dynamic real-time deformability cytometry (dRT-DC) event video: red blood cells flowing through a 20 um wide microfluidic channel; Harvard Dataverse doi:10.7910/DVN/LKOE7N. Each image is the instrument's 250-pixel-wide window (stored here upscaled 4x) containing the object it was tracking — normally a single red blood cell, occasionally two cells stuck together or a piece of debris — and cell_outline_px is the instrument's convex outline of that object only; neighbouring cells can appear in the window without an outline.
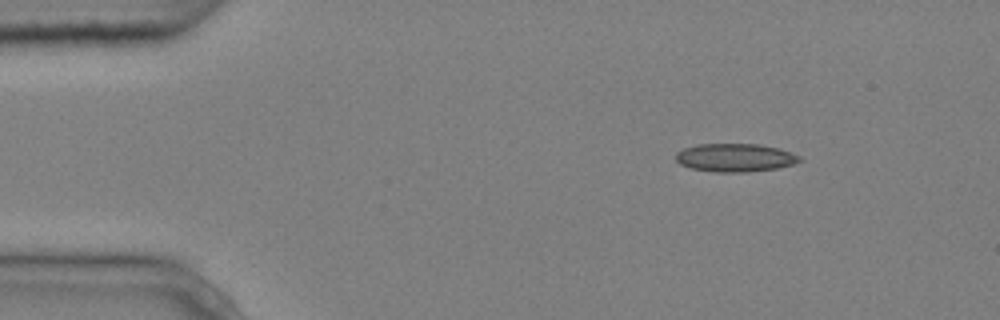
{"species": "common noctule bat (a hibernating species)", "species_latin": "Nyctalus noctula", "temperature_condition": "cold", "stored_images_in_passage": 4, "camera_frame_rate_fps": 3000, "um_per_image_px": 0.085, "animal": {"sex": "male", "body_mass_g": 20.4}, "frame": {"image": 1, "passage_image": 1, "time_ms": 0.0, "image_size_px": [1000, 320], "cell_outline_px": [[804, 160], [792, 164], [776, 168], [748, 172], [716, 172], [692, 168], [680, 164], [676, 160], [676, 152], [684, 148], [696, 144], [760, 144], [780, 148], [800, 156]], "centroid_in_image_um": [62.5, 13.39], "position_along_channel_um": 22.5, "area_um2": 20.4}}
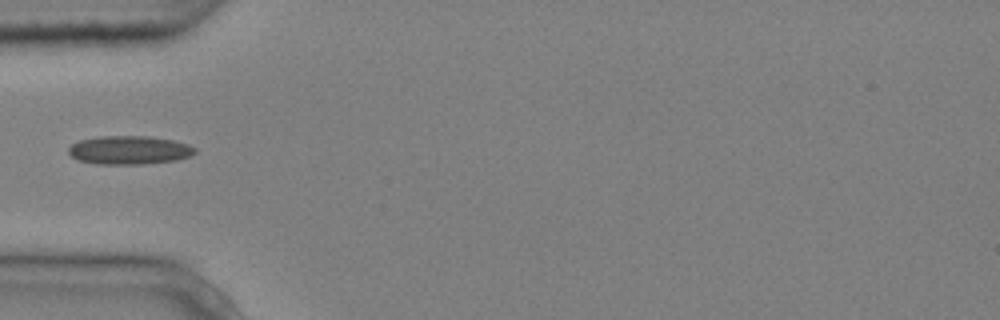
{"frame": {"image": 2, "passage_image": 3, "time_ms": 0.667, "image_size_px": [1000, 320], "cell_outline_px": [[196, 152], [188, 156], [176, 160], [144, 164], [96, 164], [80, 160], [72, 156], [68, 152], [68, 148], [72, 144], [80, 140], [100, 136], [148, 136], [172, 140], [188, 144], [196, 148]], "centroid_in_image_um": [10.99, 12.75], "position_along_channel_um": 74.0, "area_um2": 20.92}}
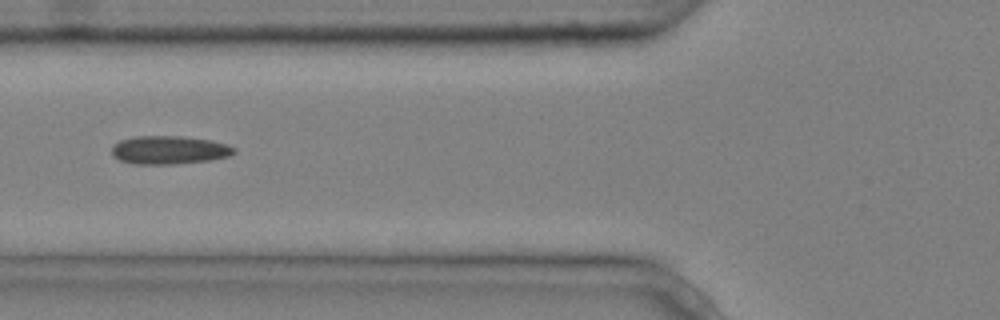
{"frame": {"image": 3, "passage_image": 4, "time_ms": 1.0, "image_size_px": [1000, 320], "cell_outline_px": [[236, 152], [228, 156], [212, 160], [176, 164], [136, 164], [120, 160], [112, 156], [112, 144], [120, 140], [136, 136], [180, 136], [212, 140], [228, 144], [236, 148]], "centroid_in_image_um": [14.39, 12.75], "position_along_channel_um": 111.4, "area_um2": 20.4}}